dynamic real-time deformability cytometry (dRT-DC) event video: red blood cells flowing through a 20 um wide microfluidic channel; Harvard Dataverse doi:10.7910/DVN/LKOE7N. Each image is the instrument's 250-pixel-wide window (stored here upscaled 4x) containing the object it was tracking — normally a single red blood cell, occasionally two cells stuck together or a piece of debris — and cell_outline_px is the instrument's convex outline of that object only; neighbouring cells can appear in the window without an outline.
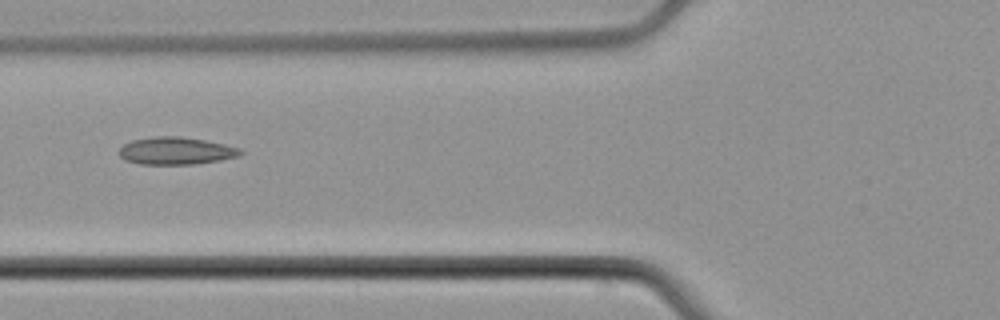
{"species": "common noctule bat (a hibernating species)", "species_latin": "Nyctalus noctula", "temperature_condition": "cold", "stored_images_in_passage": 5, "camera_frame_rate_fps": 3000, "um_per_image_px": 0.085, "animal": {"sex": "male", "body_mass_g": 21.5, "forearm_length_mm": 52.0}, "frame": {"image": 1, "passage_image": 5, "time_ms": 6.333, "image_size_px": [1000, 320], "cell_outline_px": [[244, 152], [240, 156], [220, 160], [192, 164], [140, 164], [124, 160], [120, 156], [120, 148], [124, 144], [132, 140], [156, 136], [180, 136], [204, 140], [224, 144], [240, 148]], "centroid_in_image_um": [14.97, 12.82], "position_along_channel_um": 110.8, "area_um2": 19.36}}